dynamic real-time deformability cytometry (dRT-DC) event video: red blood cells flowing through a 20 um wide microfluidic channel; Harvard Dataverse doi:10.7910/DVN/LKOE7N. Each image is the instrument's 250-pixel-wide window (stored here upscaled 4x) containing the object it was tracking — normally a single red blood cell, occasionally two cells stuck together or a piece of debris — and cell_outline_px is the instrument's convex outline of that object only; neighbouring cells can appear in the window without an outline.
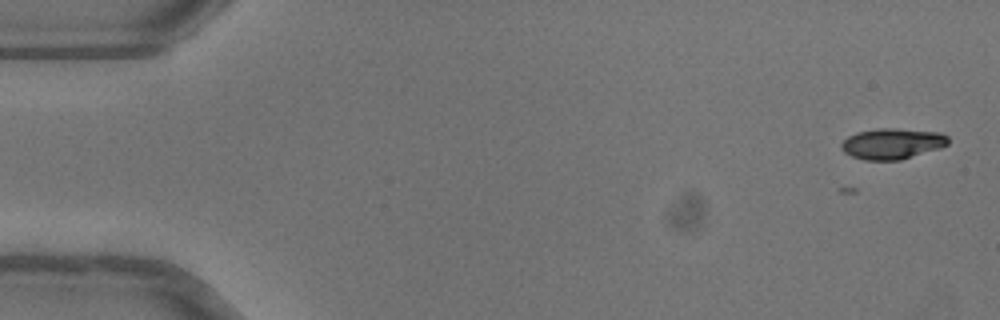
{"species": "common noctule bat (a hibernating species)", "species_latin": "Nyctalus noctula", "temperature_condition": "warm", "stored_images_in_passage": 3, "camera_frame_rate_fps": 3000, "um_per_image_px": 0.085, "animal": {"sex": "female"}, "frame": {"image": 1, "passage_image": 1, "time_ms": 0.0, "image_size_px": [1000, 320], "cell_outline_px": [[948, 144], [940, 148], [900, 160], [864, 160], [852, 156], [844, 152], [840, 148], [840, 144], [848, 136], [856, 132], [876, 128], [892, 128], [940, 132], [948, 136]], "centroid_in_image_um": [75.82, 12.2], "position_along_channel_um": 9.2, "area_um2": 19.25}}